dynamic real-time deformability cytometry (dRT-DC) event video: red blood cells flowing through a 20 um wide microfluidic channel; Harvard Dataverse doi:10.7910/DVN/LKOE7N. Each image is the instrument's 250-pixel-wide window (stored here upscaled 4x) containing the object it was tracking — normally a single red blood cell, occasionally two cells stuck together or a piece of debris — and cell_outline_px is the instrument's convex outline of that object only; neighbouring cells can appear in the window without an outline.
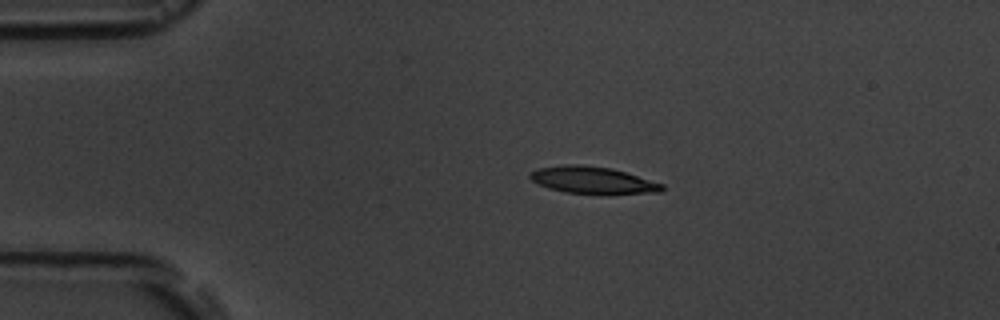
{"species": "common noctule bat (a hibernating species)", "species_latin": "Nyctalus noctula", "temperature_condition": "room temperature", "stored_images_in_passage": 2, "camera_frame_rate_fps": 3000, "um_per_image_px": 0.085, "animal": {"sex": "male", "body_mass_g": 19.5, "forearm_length_mm": 54.6}, "frame": {"image": 1, "passage_image": 1, "time_ms": 0.0, "image_size_px": [1000, 320], "cell_outline_px": [[664, 188], [660, 192], [608, 196], [600, 196], [564, 192], [548, 188], [532, 180], [528, 176], [532, 172], [540, 168], [564, 164], [580, 164], [612, 168], [664, 184]], "centroid_in_image_um": [50.44, 15.35], "position_along_channel_um": 34.6, "area_um2": 21.44}}